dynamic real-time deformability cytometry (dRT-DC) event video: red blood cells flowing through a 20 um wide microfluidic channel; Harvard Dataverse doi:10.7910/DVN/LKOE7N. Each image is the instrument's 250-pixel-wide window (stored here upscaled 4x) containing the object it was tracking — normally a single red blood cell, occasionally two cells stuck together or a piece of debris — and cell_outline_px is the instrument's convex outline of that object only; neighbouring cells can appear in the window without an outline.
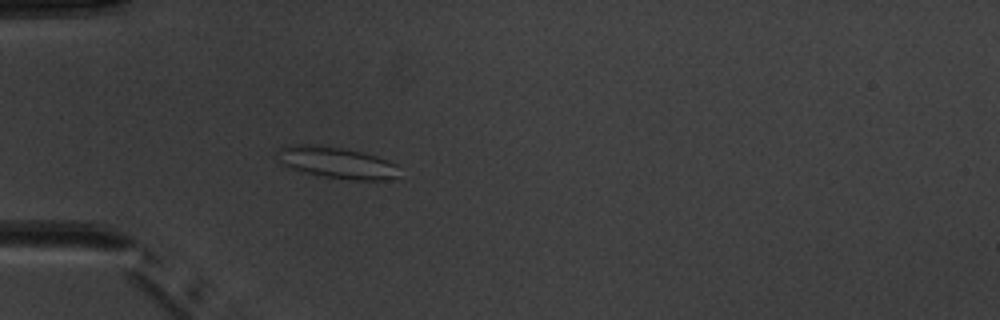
{"species": "common noctule bat (a hibernating species)", "species_latin": "Nyctalus noctula", "temperature_condition": "warm", "stored_images_in_passage": 4, "camera_frame_rate_fps": 3000, "um_per_image_px": 0.085, "animal": {"sex": "male", "body_mass_g": 20.1, "forearm_length_mm": 53.5}, "frame": {"image": 1, "passage_image": 4, "time_ms": 3.333, "image_size_px": [1000, 320], "cell_outline_px": [[400, 176], [388, 180], [356, 180], [324, 176], [304, 172], [292, 168], [284, 164], [280, 160], [276, 152], [280, 148], [292, 144], [320, 144], [360, 152], [376, 156], [388, 160], [396, 164]], "centroid_in_image_um": [28.65, 13.82], "position_along_channel_um": 56.4, "area_um2": 22.2}}